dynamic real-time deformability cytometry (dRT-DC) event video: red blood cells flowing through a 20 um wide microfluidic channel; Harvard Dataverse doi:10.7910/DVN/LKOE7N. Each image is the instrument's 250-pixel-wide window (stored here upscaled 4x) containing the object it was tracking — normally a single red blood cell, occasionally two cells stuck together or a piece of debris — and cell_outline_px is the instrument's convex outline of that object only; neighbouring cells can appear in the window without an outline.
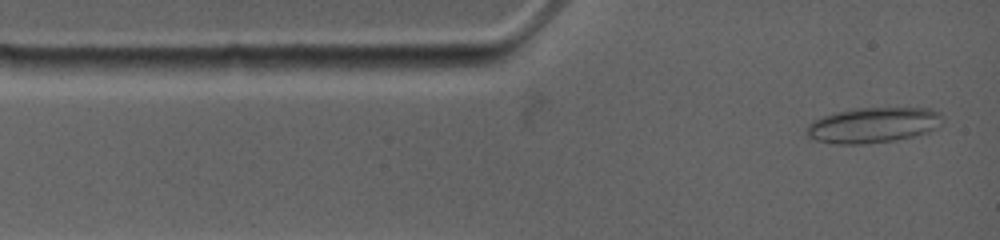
{"species": "common noctule bat (a hibernating species)", "species_latin": "Nyctalus noctula", "temperature_condition": "warm", "stored_images_in_passage": 87, "camera_frame_rate_fps": 4500, "um_per_image_px": 0.085, "animal": {"sex": "female", "body_mass_g": 19.0, "forearm_length_mm": 53.3}, "frame": {"image": 1, "passage_image": 1, "time_ms": 0.0, "image_size_px": [1000, 240], "cell_outline_px": [[940, 116], [936, 128], [928, 132], [912, 136], [892, 140], [864, 144], [832, 144], [816, 140], [808, 136], [808, 124], [812, 120], [836, 112], [856, 108], [928, 108], [940, 112]], "centroid_in_image_um": [74.17, 10.63], "position_along_channel_um": 10.8, "area_um2": 27.63}}
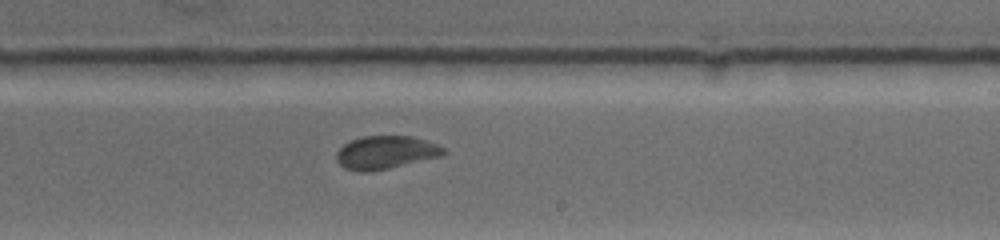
{"frame": {"image": 2, "passage_image": 41, "time_ms": 7.333, "image_size_px": [1000, 240], "cell_outline_px": [[448, 152], [440, 156], [388, 168], [368, 172], [356, 172], [344, 168], [336, 160], [336, 152], [344, 144], [352, 140], [364, 136], [412, 136], [436, 144], [444, 148]], "centroid_in_image_um": [32.75, 12.96], "position_along_channel_um": 256.3, "area_um2": 20.52}}
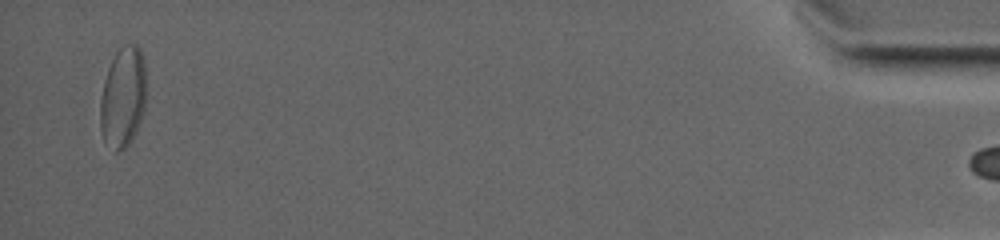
{"frame": {"image": 3, "passage_image": 86, "time_ms": 15.556, "image_size_px": [1000, 240], "cell_outline_px": [[144, 108], [136, 132], [128, 144], [124, 148], [116, 152], [104, 140], [100, 132], [100, 100], [104, 80], [108, 68], [116, 52], [124, 44], [136, 44], [140, 48], [144, 60]], "centroid_in_image_um": [10.43, 8.26], "position_along_channel_um": 424.8, "area_um2": 26.7}}